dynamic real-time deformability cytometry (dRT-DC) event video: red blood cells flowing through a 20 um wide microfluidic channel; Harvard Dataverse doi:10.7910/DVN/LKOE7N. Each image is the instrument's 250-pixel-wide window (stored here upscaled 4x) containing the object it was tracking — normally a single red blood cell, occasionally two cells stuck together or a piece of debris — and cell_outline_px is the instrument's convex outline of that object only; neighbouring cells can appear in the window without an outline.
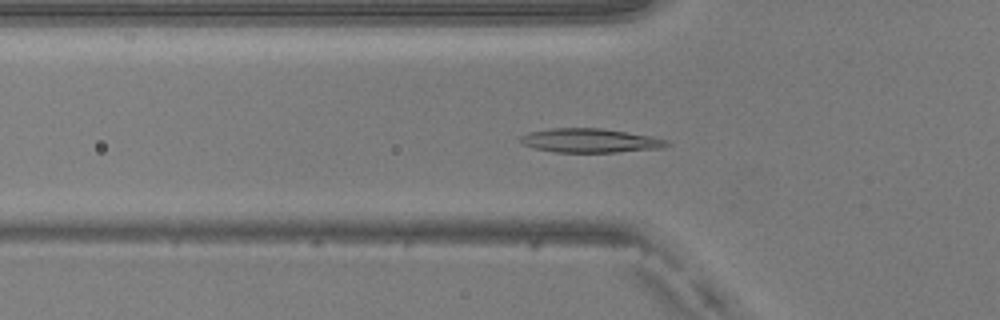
{"species": "common noctule bat (a hibernating species)", "species_latin": "Nyctalus noctula", "temperature_condition": "warm", "stored_images_in_passage": 49, "camera_frame_rate_fps": 3000, "um_per_image_px": 0.085, "animal": {"sex": "male", "body_mass_g": 20.5, "forearm_length_mm": 52.5}, "frame": {"image": 1, "passage_image": 16, "time_ms": 5.0, "image_size_px": [1000, 320], "cell_outline_px": [[672, 144], [664, 148], [616, 152], [556, 152], [536, 148], [524, 144], [520, 140], [520, 136], [528, 132], [552, 128], [600, 128], [652, 136], [668, 140]], "centroid_in_image_um": [50.22, 11.94], "position_along_channel_um": 75.6, "area_um2": 20.46}}
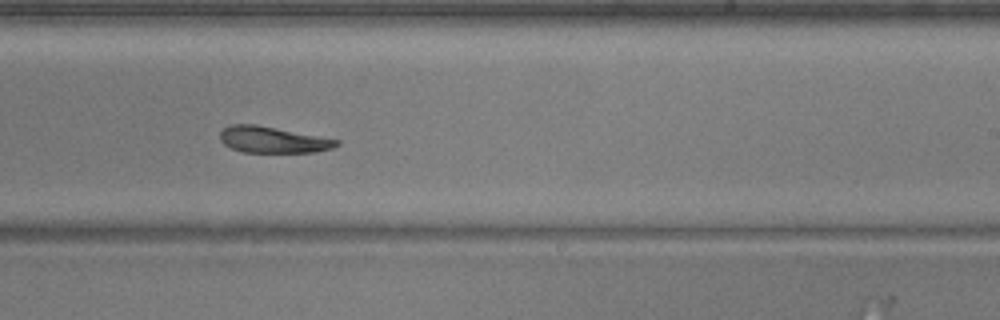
{"frame": {"image": 2, "passage_image": 30, "time_ms": 9.667, "image_size_px": [1000, 320], "cell_outline_px": [[340, 144], [332, 148], [312, 152], [244, 152], [232, 148], [224, 144], [220, 140], [220, 132], [224, 128], [232, 124], [256, 124], [340, 140]], "centroid_in_image_um": [23.18, 11.87], "position_along_channel_um": 265.8, "area_um2": 17.69}}
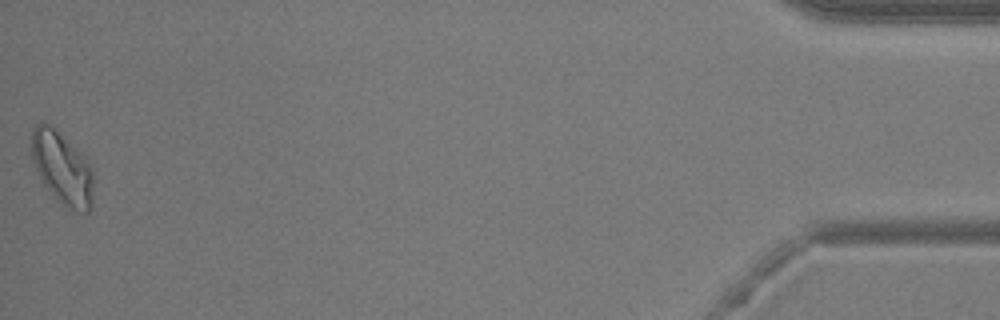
{"frame": {"image": 3, "passage_image": 49, "time_ms": 16.0, "image_size_px": [1000, 320], "cell_outline_px": [[92, 204], [88, 212], [76, 212], [60, 204], [56, 200], [44, 184], [32, 160], [32, 128], [40, 120], [48, 124], [84, 156], [88, 160], [92, 168]], "centroid_in_image_um": [5.28, 14.32], "position_along_channel_um": 429.9, "area_um2": 25.89}, "authors_computed_cell_mechanics": {"area_um2": 19.941, "velocity_mm_per_s": 4.0561, "shape_relaxation_time_tau1_ms": 8.7775, "shape_relaxation_time_tau2_ms": 5.199, "deformation_change_tau1": 0.2029, "deformation_change_tau2": 0.1345}}